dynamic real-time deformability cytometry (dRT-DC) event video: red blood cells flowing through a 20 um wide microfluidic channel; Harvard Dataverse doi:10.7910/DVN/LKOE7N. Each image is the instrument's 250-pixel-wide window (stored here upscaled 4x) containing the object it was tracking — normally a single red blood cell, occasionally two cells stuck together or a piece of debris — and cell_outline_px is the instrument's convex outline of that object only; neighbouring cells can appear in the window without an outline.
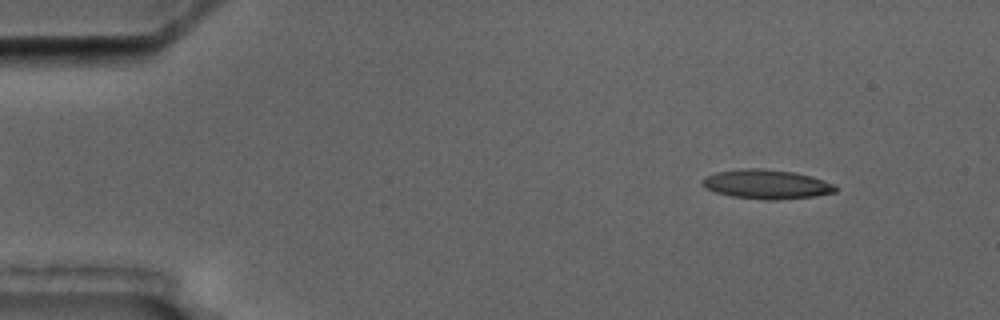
{"species": "common noctule bat (a hibernating species)", "species_latin": "Nyctalus noctula", "temperature_condition": "cold", "stored_images_in_passage": 3, "camera_frame_rate_fps": 3000, "um_per_image_px": 0.085, "animal": {"sex": "male", "body_mass_g": 17.5, "forearm_length_mm": 52.3}, "frame": {"image": 1, "passage_image": 1, "time_ms": 0.0, "image_size_px": [1000, 320], "cell_outline_px": [[836, 192], [812, 196], [768, 200], [732, 196], [716, 192], [704, 188], [704, 176], [716, 172], [744, 168], [756, 168], [792, 172], [812, 176], [824, 180], [832, 184], [836, 188]], "centroid_in_image_um": [65.13, 15.65], "position_along_channel_um": 19.9, "area_um2": 22.25}}
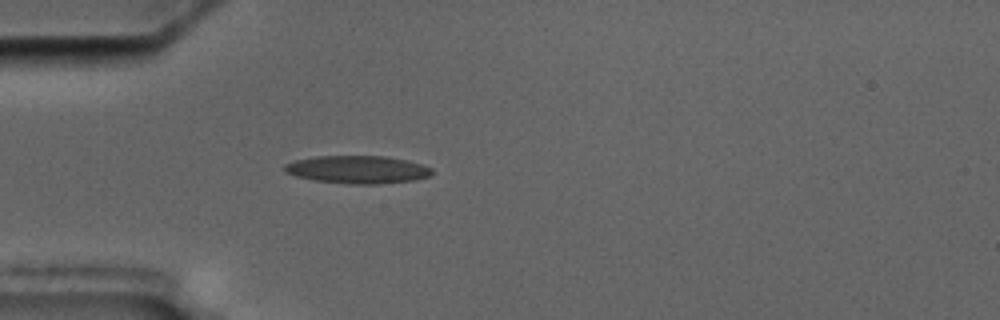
{"frame": {"image": 2, "passage_image": 3, "time_ms": 3.333, "image_size_px": [1000, 320], "cell_outline_px": [[432, 172], [428, 176], [412, 180], [376, 184], [348, 184], [316, 180], [296, 176], [284, 172], [284, 164], [296, 160], [316, 156], [384, 156], [404, 160], [420, 164], [432, 168]], "centroid_in_image_um": [30.35, 14.41], "position_along_channel_um": 54.7, "area_um2": 23.58}}